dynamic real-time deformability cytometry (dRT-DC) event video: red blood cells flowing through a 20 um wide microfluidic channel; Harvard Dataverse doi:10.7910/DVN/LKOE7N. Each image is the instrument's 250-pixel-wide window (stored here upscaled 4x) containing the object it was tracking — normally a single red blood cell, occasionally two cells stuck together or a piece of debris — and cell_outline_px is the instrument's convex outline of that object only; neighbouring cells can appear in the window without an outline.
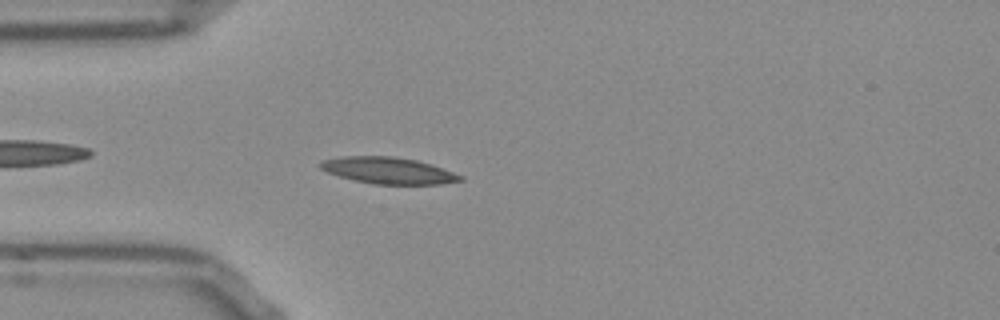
{"species": "Egyptian fruit bat (a non-hibernating species)", "species_latin": "Rousettus aegyptiacus", "temperature_condition": "room temperature", "stored_images_in_passage": 44, "camera_frame_rate_fps": 3000, "um_per_image_px": 0.085, "frame": {"image": 1, "passage_image": 5, "time_ms": 1.333, "image_size_px": [1000, 320], "cell_outline_px": [[464, 180], [440, 184], [376, 184], [356, 180], [340, 176], [328, 172], [320, 168], [320, 164], [324, 160], [340, 156], [392, 156], [416, 160], [432, 164], [464, 176]], "centroid_in_image_um": [33.05, 14.49], "position_along_channel_um": 51.9, "area_um2": 21.44}}
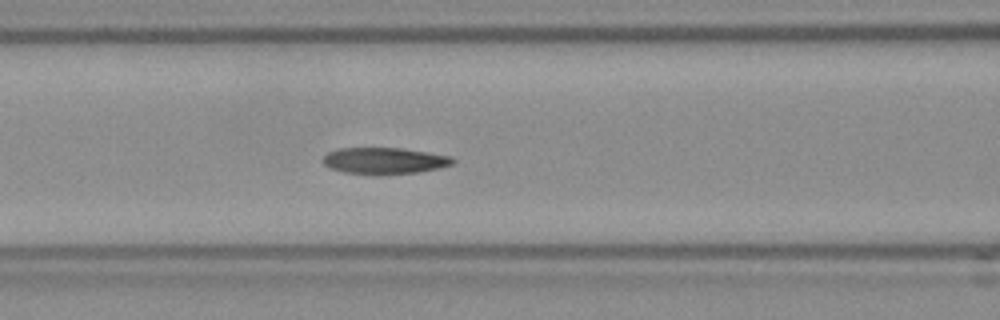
{"frame": {"image": 2, "passage_image": 12, "time_ms": 3.667, "image_size_px": [1000, 320], "cell_outline_px": [[456, 160], [452, 164], [440, 168], [416, 172], [380, 176], [376, 176], [344, 172], [328, 168], [320, 160], [328, 152], [340, 148], [400, 148], [428, 152], [452, 156]], "centroid_in_image_um": [32.65, 13.68], "position_along_channel_um": 133.9, "area_um2": 20.46}}
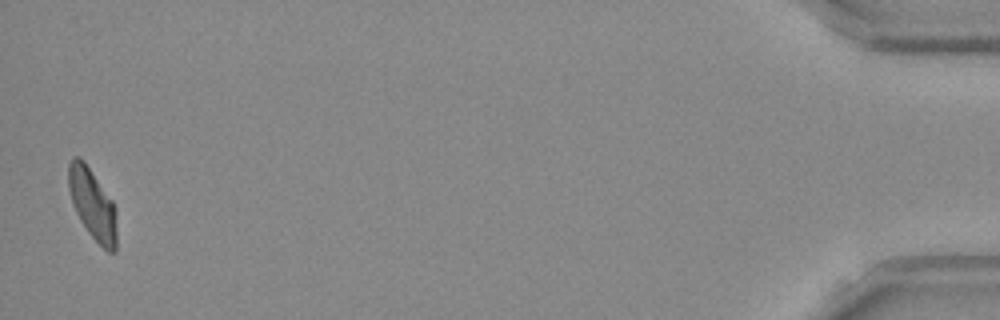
{"frame": {"image": 3, "passage_image": 43, "time_ms": 14.0, "image_size_px": [1000, 320], "cell_outline_px": [[116, 252], [108, 252], [88, 232], [80, 220], [72, 204], [68, 188], [68, 164], [72, 156], [80, 156], [84, 160], [112, 200], [116, 208]], "centroid_in_image_um": [7.85, 17.32], "position_along_channel_um": 427.4, "area_um2": 20.0}, "authors_computed_cell_mechanics": {"area_um2": 20.4034, "velocity_mm_per_s": 3.7763, "shape_relaxation_time_tau1_ms": 7.582, "shape_relaxation_time_tau2_ms": 3.9551, "deformation_change_tau1": 0.2, "deformation_change_tau2": 0.1154}}